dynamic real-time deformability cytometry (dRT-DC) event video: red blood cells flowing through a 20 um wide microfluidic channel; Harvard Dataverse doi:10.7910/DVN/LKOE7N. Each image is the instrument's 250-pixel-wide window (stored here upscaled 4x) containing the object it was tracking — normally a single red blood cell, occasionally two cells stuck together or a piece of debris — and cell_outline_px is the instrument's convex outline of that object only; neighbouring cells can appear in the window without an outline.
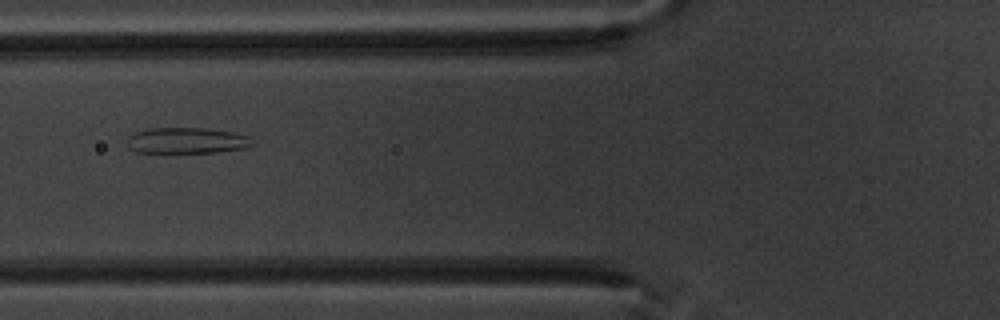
{"species": "common noctule bat (a hibernating species)", "species_latin": "Nyctalus noctula", "temperature_condition": "warm", "stored_images_in_passage": 9, "camera_frame_rate_fps": 3000, "um_per_image_px": 0.085, "animal": {"sex": "male", "body_mass_g": 20.1, "forearm_length_mm": 53.5}, "frame": {"image": 1, "passage_image": 6, "time_ms": 6.333, "image_size_px": [1000, 320], "cell_outline_px": [[252, 144], [244, 148], [216, 152], [136, 152], [128, 148], [128, 136], [136, 132], [148, 128], [204, 128], [232, 132], [248, 136]], "centroid_in_image_um": [15.82, 11.94], "position_along_channel_um": 110.0, "area_um2": 18.67}}
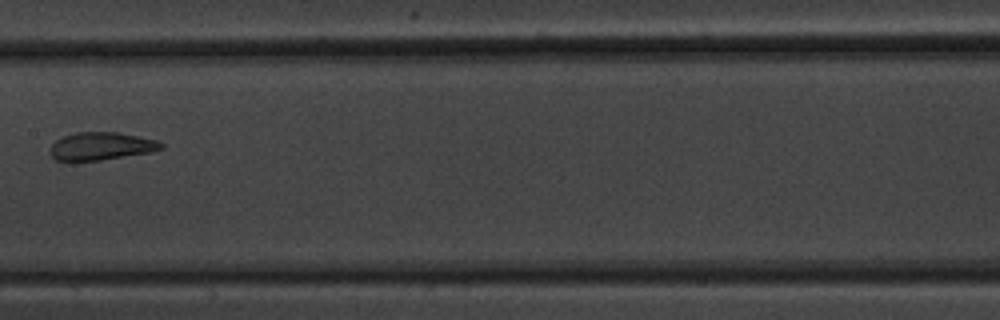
{"frame": {"image": 2, "passage_image": 8, "time_ms": 8.667, "image_size_px": [1000, 320], "cell_outline_px": [[164, 148], [152, 152], [100, 160], [56, 160], [48, 152], [52, 144], [56, 140], [64, 136], [76, 132], [120, 132], [156, 140], [164, 144]], "centroid_in_image_um": [8.62, 12.41], "position_along_channel_um": 198.8, "area_um2": 17.98}}
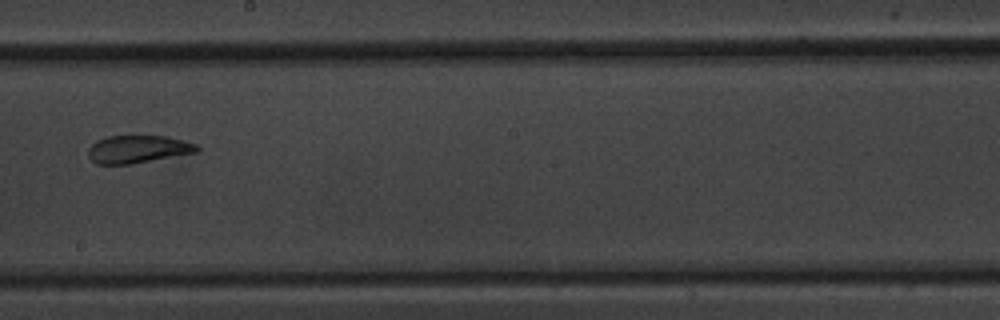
{"frame": {"image": 3, "passage_image": 9, "time_ms": 9.667, "image_size_px": [1000, 320], "cell_outline_px": [[200, 148], [196, 152], [132, 164], [96, 164], [88, 156], [88, 148], [96, 140], [108, 136], [168, 136], [184, 140], [196, 144]], "centroid_in_image_um": [11.71, 12.68], "position_along_channel_um": 236.5, "area_um2": 17.57}}